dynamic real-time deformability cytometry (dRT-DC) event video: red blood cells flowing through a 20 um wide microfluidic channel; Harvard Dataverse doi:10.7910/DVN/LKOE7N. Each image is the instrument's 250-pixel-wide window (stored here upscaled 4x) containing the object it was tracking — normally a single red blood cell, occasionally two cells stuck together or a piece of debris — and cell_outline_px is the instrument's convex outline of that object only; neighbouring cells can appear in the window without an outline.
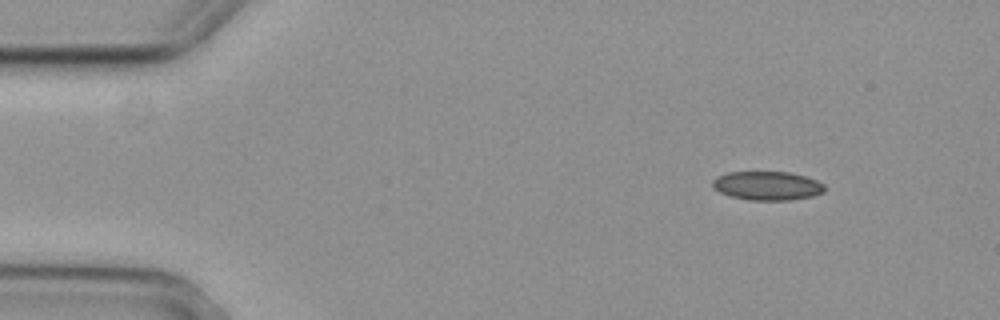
{"species": "common noctule bat (a hibernating species)", "species_latin": "Nyctalus noctula", "temperature_condition": "cold", "stored_images_in_passage": 4, "camera_frame_rate_fps": 3000, "um_per_image_px": 0.085, "animal": {"sex": "female", "body_mass_g": 29.2, "forearm_length_mm": 56.3}, "frame": {"image": 1, "passage_image": 1, "time_ms": 0.0, "image_size_px": [1000, 320], "cell_outline_px": [[824, 192], [812, 196], [792, 200], [748, 200], [732, 196], [720, 192], [712, 188], [712, 180], [716, 176], [728, 172], [788, 172], [804, 176], [816, 180], [824, 184]], "centroid_in_image_um": [65.19, 15.79], "position_along_channel_um": 19.8, "area_um2": 18.84}}
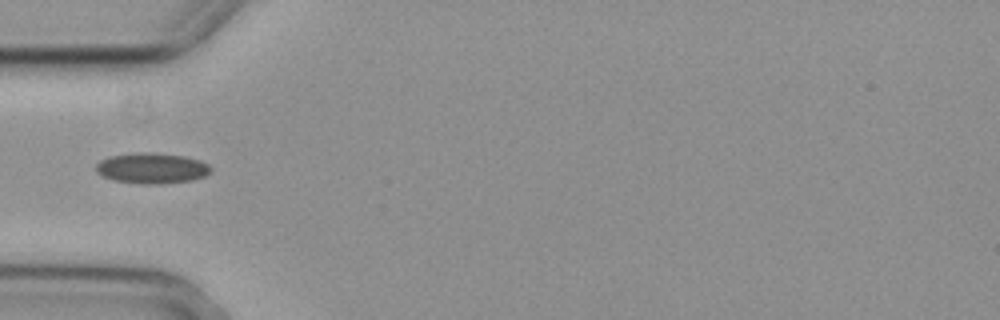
{"frame": {"image": 2, "passage_image": 4, "time_ms": 1.0, "image_size_px": [1000, 320], "cell_outline_px": [[212, 168], [204, 176], [192, 180], [160, 184], [140, 184], [112, 180], [96, 172], [96, 164], [100, 160], [108, 156], [136, 152], [152, 152], [184, 156], [200, 160], [208, 164]], "centroid_in_image_um": [12.88, 14.29], "position_along_channel_um": 72.1, "area_um2": 20.63}}